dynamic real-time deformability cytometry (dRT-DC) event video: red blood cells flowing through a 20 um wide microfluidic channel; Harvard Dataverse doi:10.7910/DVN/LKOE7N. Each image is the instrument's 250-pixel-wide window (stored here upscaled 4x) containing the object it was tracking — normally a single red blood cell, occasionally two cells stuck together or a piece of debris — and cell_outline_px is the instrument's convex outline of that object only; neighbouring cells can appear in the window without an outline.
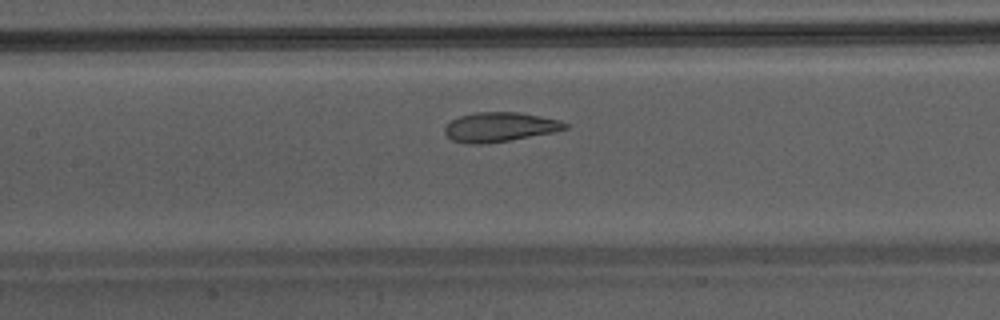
{"species": "Egyptian fruit bat (a non-hibernating species)", "species_latin": "Rousettus aegyptiacus", "temperature_condition": "warm", "stored_images_in_passage": 38, "camera_frame_rate_fps": 3000, "um_per_image_px": 0.085, "animal": {"sex": "male"}, "frame": {"image": 1, "passage_image": 19, "time_ms": 6.0, "image_size_px": [1000, 320], "cell_outline_px": [[568, 128], [556, 132], [508, 140], [480, 144], [468, 144], [452, 140], [444, 132], [444, 128], [452, 120], [460, 116], [476, 112], [516, 112], [540, 116], [560, 120], [568, 124]], "centroid_in_image_um": [42.49, 10.79], "position_along_channel_um": 164.9, "area_um2": 20.52}}
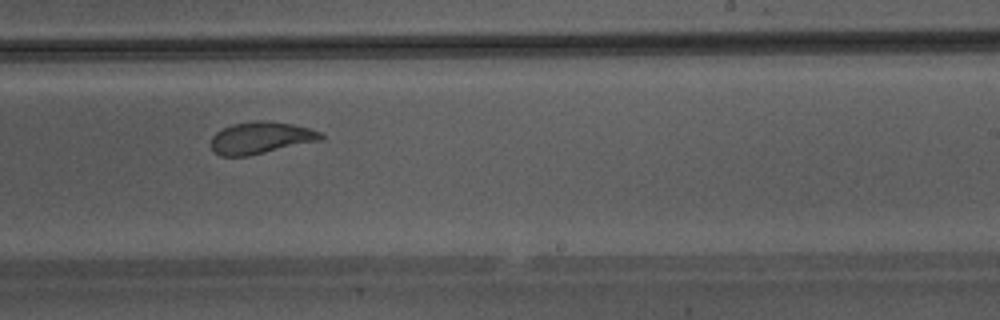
{"frame": {"image": 2, "passage_image": 26, "time_ms": 8.333, "image_size_px": [1000, 320], "cell_outline_px": [[324, 136], [320, 140], [248, 156], [220, 156], [212, 148], [212, 136], [216, 132], [232, 124], [252, 120], [268, 120], [292, 124], [308, 128], [320, 132]], "centroid_in_image_um": [22.15, 11.7], "position_along_channel_um": 266.9, "area_um2": 20.29}}
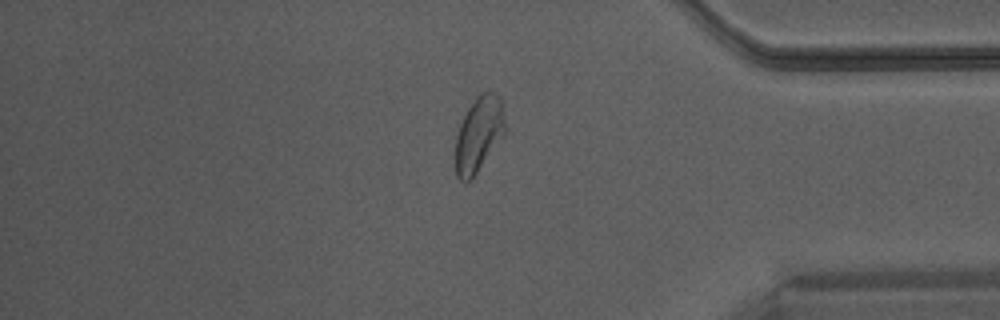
{"frame": {"image": 3, "passage_image": 36, "time_ms": 11.667, "image_size_px": [1000, 320], "cell_outline_px": [[508, 132], [472, 180], [464, 184], [456, 176], [456, 136], [460, 124], [468, 108], [476, 96], [480, 92], [496, 92], [500, 96], [508, 128]], "centroid_in_image_um": [40.75, 11.43], "position_along_channel_um": 394.4, "area_um2": 22.6}}